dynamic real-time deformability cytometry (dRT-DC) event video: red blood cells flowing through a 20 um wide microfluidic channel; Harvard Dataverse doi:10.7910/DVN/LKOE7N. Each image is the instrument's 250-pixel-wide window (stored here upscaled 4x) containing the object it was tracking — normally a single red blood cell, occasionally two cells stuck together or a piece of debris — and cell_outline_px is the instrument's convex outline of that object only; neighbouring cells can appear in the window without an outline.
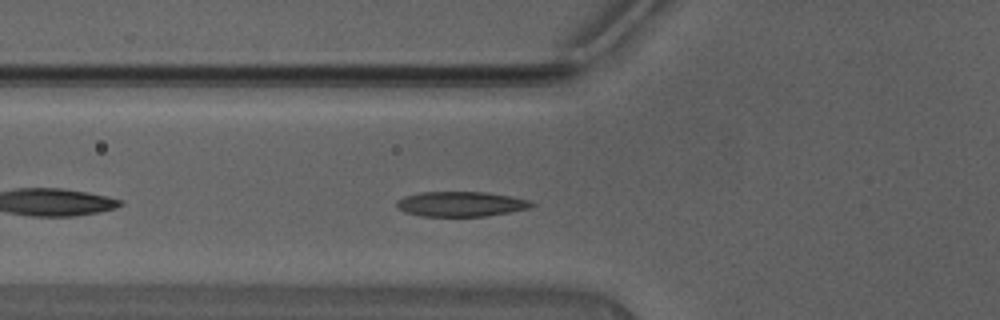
{"species": "Egyptian fruit bat (a non-hibernating species)", "species_latin": "Rousettus aegyptiacus", "temperature_condition": "warm", "stored_images_in_passage": 28, "camera_frame_rate_fps": 3000, "um_per_image_px": 0.085, "animal": {"sex": "male"}, "frame": {"image": 1, "passage_image": 4, "time_ms": 1.0, "image_size_px": [1000, 320], "cell_outline_px": [[536, 204], [528, 208], [488, 216], [420, 216], [396, 208], [396, 200], [404, 196], [420, 192], [484, 192], [512, 196], [528, 200]], "centroid_in_image_um": [39.15, 17.33], "position_along_channel_um": 86.7, "area_um2": 19.59}}
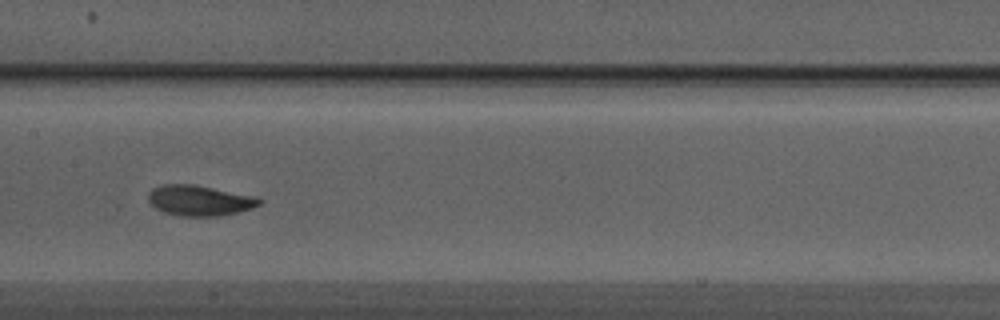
{"frame": {"image": 2, "passage_image": 11, "time_ms": 3.333, "image_size_px": [1000, 320], "cell_outline_px": [[264, 200], [260, 204], [252, 208], [220, 216], [176, 216], [164, 212], [156, 208], [148, 200], [148, 192], [152, 188], [160, 184], [192, 184], [252, 196]], "centroid_in_image_um": [16.91, 17.04], "position_along_channel_um": 190.5, "area_um2": 19.59}}
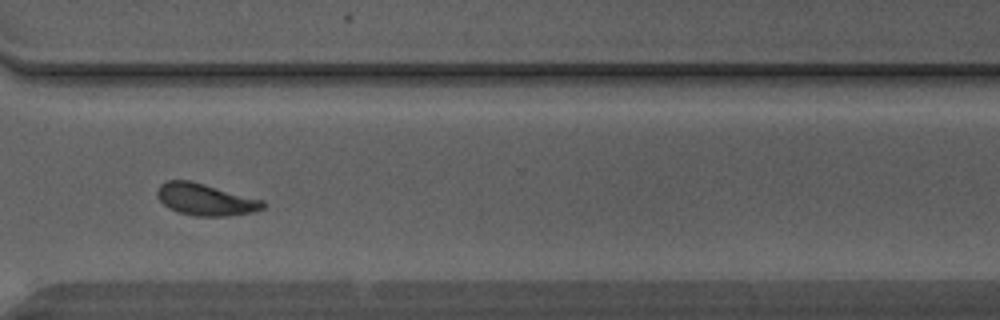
{"frame": {"image": 3, "passage_image": 22, "time_ms": 7.0, "image_size_px": [1000, 320], "cell_outline_px": [[264, 208], [252, 212], [228, 216], [196, 216], [176, 212], [168, 208], [156, 196], [156, 192], [160, 184], [168, 180], [188, 180], [204, 184], [264, 200]], "centroid_in_image_um": [17.43, 16.96], "position_along_channel_um": 353.2, "area_um2": 19.59}, "authors_computed_cell_mechanics": {"area_um2": 19.2474, "velocity_mm_per_s": 4.4392, "shape_relaxation_time_tau1_ms": 1.7238, "shape_relaxation_time_tau2_ms": 0.9072, "deformation_change_tau1": 0.1285, "deformation_change_tau2": 0.068}}